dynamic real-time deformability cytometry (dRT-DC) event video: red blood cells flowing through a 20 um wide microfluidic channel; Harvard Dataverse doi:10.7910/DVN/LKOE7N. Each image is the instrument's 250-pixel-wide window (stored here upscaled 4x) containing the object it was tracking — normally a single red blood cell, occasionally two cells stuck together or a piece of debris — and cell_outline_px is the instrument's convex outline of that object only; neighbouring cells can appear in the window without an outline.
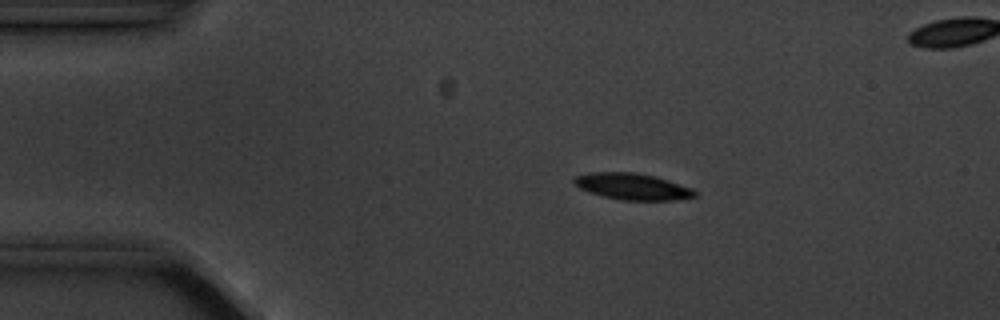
{"species": "common noctule bat (a hibernating species)", "species_latin": "Nyctalus noctula", "temperature_condition": "cold", "stored_images_in_passage": 16, "segment_of_instrument_passage": [1, 2], "camera_frame_rate_fps": 3000, "um_per_image_px": 0.085, "animal": {"sex": "male", "body_mass_g": 20.1, "forearm_length_mm": 53.5}, "frame": {"image": 1, "passage_image": 3, "time_ms": 3.333, "image_size_px": [1000, 320], "cell_outline_px": [[696, 196], [676, 200], [620, 200], [588, 192], [580, 188], [572, 180], [576, 176], [592, 172], [636, 172], [668, 180], [692, 188], [696, 192]], "centroid_in_image_um": [53.76, 15.85], "position_along_channel_um": 31.2, "area_um2": 18.44}}
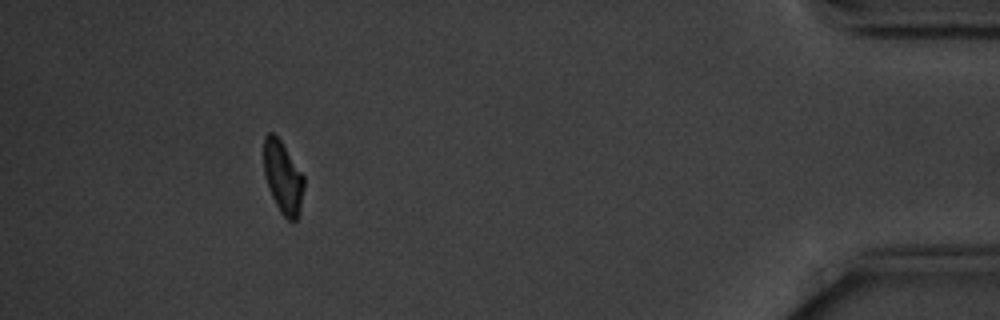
{"frame": {"image": 2, "passage_image": 14, "time_ms": 17.0, "image_size_px": [1000, 320], "cell_outline_px": [[304, 188], [300, 212], [296, 220], [288, 220], [280, 212], [268, 188], [264, 172], [264, 136], [268, 132], [272, 132], [280, 140], [304, 176]], "centroid_in_image_um": [24.05, 15.09], "position_along_channel_um": 411.1, "area_um2": 16.82}}